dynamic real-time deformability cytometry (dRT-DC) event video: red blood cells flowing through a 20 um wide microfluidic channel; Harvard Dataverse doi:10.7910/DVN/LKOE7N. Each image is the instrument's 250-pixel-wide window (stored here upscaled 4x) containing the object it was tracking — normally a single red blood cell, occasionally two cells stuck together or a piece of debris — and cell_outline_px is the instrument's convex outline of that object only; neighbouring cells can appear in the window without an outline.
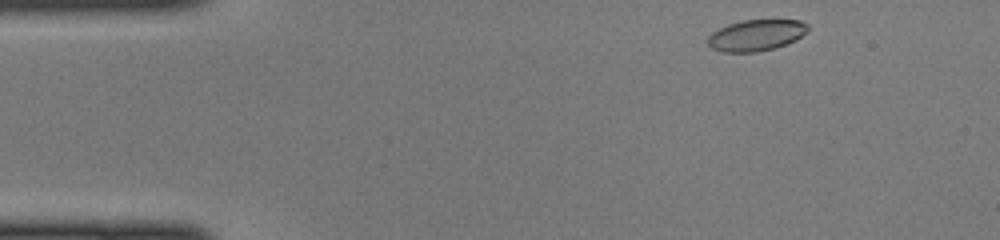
{"species": "common noctule bat (a hibernating species)", "species_latin": "Nyctalus noctula", "temperature_condition": "cold", "stored_images_in_passage": 42, "camera_frame_rate_fps": 3000, "um_per_image_px": 0.085, "animal": {"sex": "female", "body_mass_g": 22.0, "forearm_length_mm": 56.7}, "frame": {"image": 1, "passage_image": 1, "time_ms": 0.0, "image_size_px": [1000, 240], "cell_outline_px": [[808, 32], [796, 40], [772, 48], [756, 52], [724, 52], [712, 48], [708, 44], [708, 36], [712, 32], [728, 24], [744, 20], [800, 20], [808, 24]], "centroid_in_image_um": [64.28, 2.99], "position_along_channel_um": 20.7, "area_um2": 18.09}}
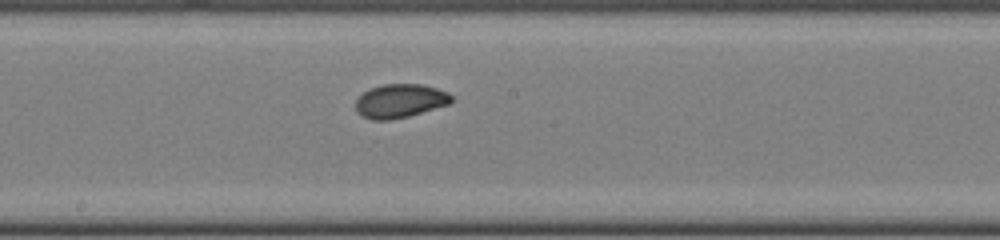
{"frame": {"image": 2, "passage_image": 20, "time_ms": 6.333, "image_size_px": [1000, 240], "cell_outline_px": [[452, 100], [448, 104], [408, 116], [392, 120], [372, 120], [360, 116], [356, 112], [356, 100], [364, 92], [372, 88], [384, 84], [424, 84], [448, 92], [452, 96]], "centroid_in_image_um": [33.98, 8.58], "position_along_channel_um": 214.2, "area_um2": 18.79}}
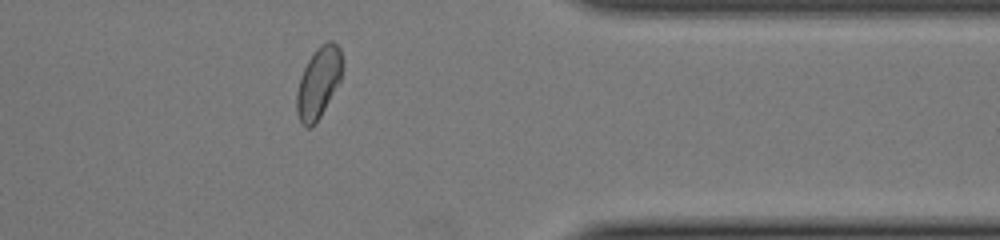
{"frame": {"image": 3, "passage_image": 33, "time_ms": 10.667, "image_size_px": [1000, 240], "cell_outline_px": [[344, 64], [340, 80], [320, 116], [308, 128], [304, 128], [296, 112], [296, 92], [300, 76], [308, 60], [316, 48], [320, 44], [328, 40], [332, 40], [340, 48]], "centroid_in_image_um": [27.07, 6.96], "position_along_channel_um": 384.3, "area_um2": 18.9}}